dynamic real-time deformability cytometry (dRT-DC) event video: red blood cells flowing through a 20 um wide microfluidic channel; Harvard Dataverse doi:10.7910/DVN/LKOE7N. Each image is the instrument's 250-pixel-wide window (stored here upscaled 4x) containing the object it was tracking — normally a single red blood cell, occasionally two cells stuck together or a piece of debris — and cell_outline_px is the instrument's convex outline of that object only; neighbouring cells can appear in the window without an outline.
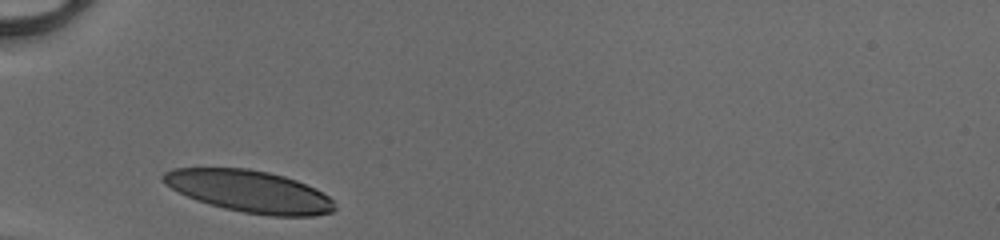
{"species": "human", "species_latin": "Homo sapiens", "temperature_condition": "cold", "stored_images_in_passage": 26, "camera_frame_rate_fps": 3000, "um_per_image_px": 0.085, "donor": {"sex": "male"}, "frame": {"image": 1, "passage_image": 1, "time_ms": 0.0, "image_size_px": [1000, 240], "cell_outline_px": [[336, 208], [332, 212], [312, 216], [268, 216], [244, 212], [224, 208], [208, 204], [196, 200], [164, 184], [160, 180], [160, 176], [164, 172], [172, 168], [248, 168], [268, 172], [284, 176], [296, 180], [328, 196], [332, 200]], "centroid_in_image_um": [21.16, 16.26], "position_along_channel_um": 63.8, "area_um2": 41.79}}
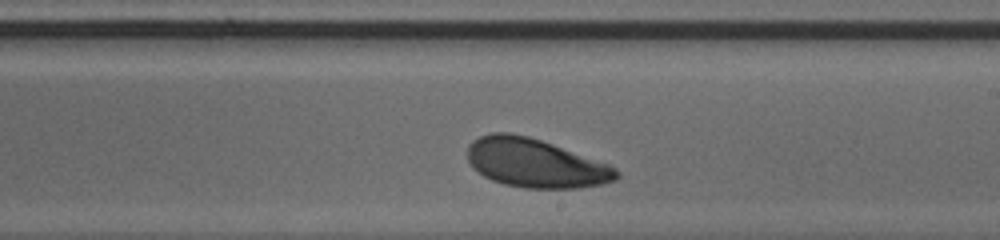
{"frame": {"image": 2, "passage_image": 15, "time_ms": 4.667, "image_size_px": [1000, 240], "cell_outline_px": [[620, 176], [616, 180], [604, 184], [580, 188], [524, 188], [504, 184], [492, 180], [484, 176], [472, 168], [468, 160], [468, 144], [472, 140], [480, 136], [492, 132], [508, 132], [528, 136], [552, 144], [608, 164], [616, 168], [620, 172]], "centroid_in_image_um": [45.49, 13.87], "position_along_channel_um": 243.5, "area_um2": 42.43}}
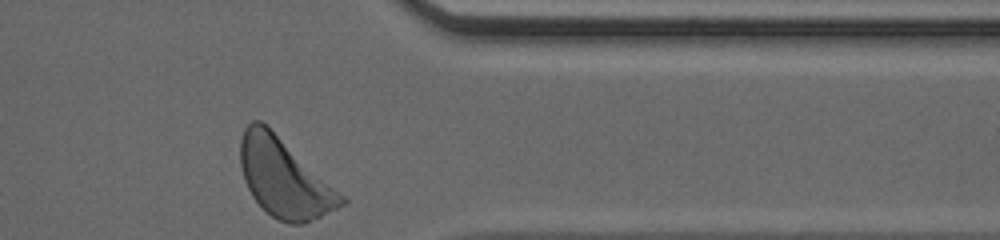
{"frame": {"image": 3, "passage_image": 26, "time_ms": 8.333, "image_size_px": [1000, 240], "cell_outline_px": [[348, 200], [344, 204], [304, 224], [288, 224], [276, 220], [252, 196], [244, 180], [240, 164], [240, 140], [244, 128], [252, 120], [260, 120], [344, 196]], "centroid_in_image_um": [24.12, 15.15], "position_along_channel_um": 387.3, "area_um2": 45.14}, "authors_computed_cell_mechanics": {"area_um2": 42.7142, "velocity_mm_per_s": 4.058, "shape_relaxation_time_tau1_ms": 1.6949, "shape_relaxation_time_tau2_ms": null, "deformation_change_tau1": 0.1118, "deformation_change_tau2": null}}